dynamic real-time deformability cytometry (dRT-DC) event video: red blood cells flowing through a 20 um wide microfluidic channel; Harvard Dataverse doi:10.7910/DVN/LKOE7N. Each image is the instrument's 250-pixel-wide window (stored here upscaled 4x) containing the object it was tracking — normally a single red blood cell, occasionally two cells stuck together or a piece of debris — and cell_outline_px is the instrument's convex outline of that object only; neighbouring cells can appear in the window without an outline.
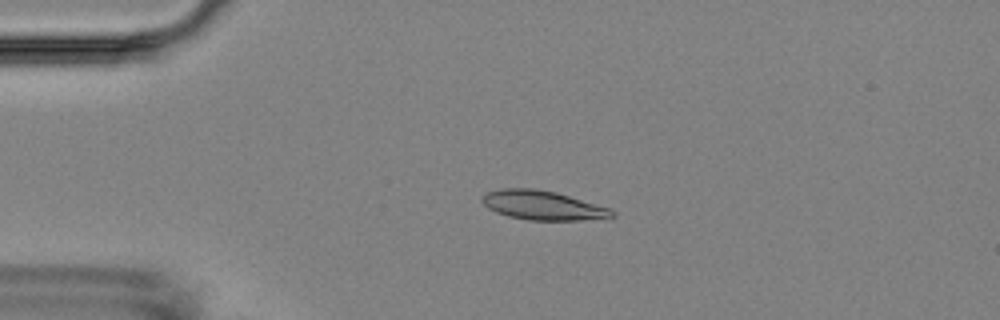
{"species": "Egyptian fruit bat (a non-hibernating species)", "species_latin": "Rousettus aegyptiacus", "temperature_condition": "room temperature", "stored_images_in_passage": 4, "camera_frame_rate_fps": 3000, "um_per_image_px": 0.085, "animal": {"sex": "female"}, "frame": {"image": 1, "passage_image": 3, "time_ms": 3.333, "image_size_px": [1000, 320], "cell_outline_px": [[616, 216], [580, 220], [528, 220], [508, 216], [496, 212], [488, 208], [480, 200], [488, 192], [504, 188], [532, 188], [556, 192], [612, 208], [616, 212]], "centroid_in_image_um": [46.17, 17.45], "position_along_channel_um": 38.8, "area_um2": 22.08}}